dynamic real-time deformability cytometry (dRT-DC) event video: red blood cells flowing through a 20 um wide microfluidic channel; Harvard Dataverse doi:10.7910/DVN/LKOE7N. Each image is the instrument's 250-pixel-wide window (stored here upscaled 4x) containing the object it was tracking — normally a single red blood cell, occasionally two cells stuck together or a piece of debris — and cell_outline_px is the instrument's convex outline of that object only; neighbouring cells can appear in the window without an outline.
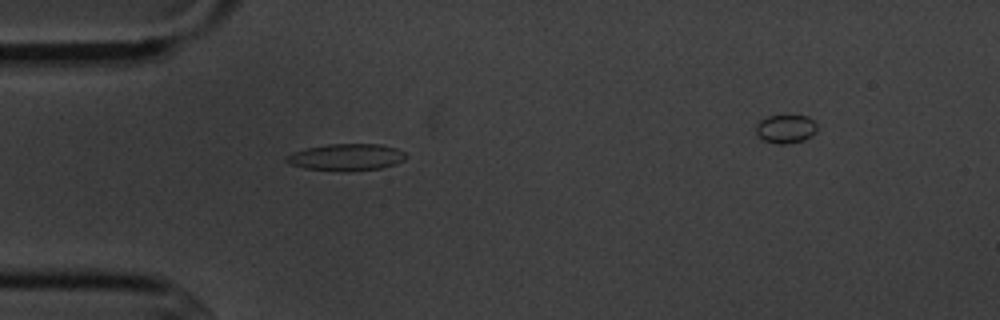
{"species": "common noctule bat (a hibernating species)", "species_latin": "Nyctalus noctula", "temperature_condition": "cold", "stored_images_in_passage": 2, "camera_frame_rate_fps": 3000, "um_per_image_px": 0.085, "animal": {"sex": "male", "body_mass_g": 20.1, "forearm_length_mm": 53.5}, "frame": {"image": 1, "passage_image": 1, "time_ms": 0.0, "image_size_px": [1000, 320], "cell_outline_px": [[408, 156], [404, 160], [396, 164], [380, 168], [348, 172], [344, 172], [304, 168], [288, 164], [284, 160], [284, 156], [292, 152], [308, 148], [328, 144], [380, 144], [396, 148], [404, 152]], "centroid_in_image_um": [29.42, 13.37], "position_along_channel_um": 55.6, "area_um2": 18.96}}